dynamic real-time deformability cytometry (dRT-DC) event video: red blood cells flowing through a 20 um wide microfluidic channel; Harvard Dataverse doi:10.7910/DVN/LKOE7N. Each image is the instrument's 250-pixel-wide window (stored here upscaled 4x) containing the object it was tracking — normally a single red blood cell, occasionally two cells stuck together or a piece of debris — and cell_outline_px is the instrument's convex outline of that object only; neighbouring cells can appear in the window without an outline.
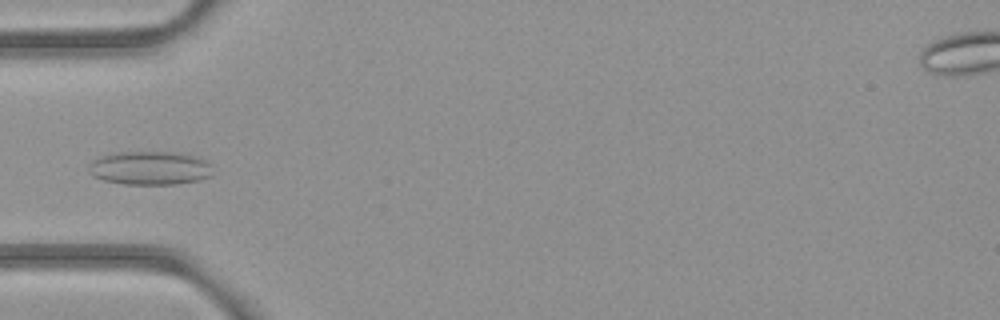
{"species": "common noctule bat (a hibernating species)", "species_latin": "Nyctalus noctula", "temperature_condition": "room temperature", "stored_images_in_passage": 5, "camera_frame_rate_fps": 3000, "um_per_image_px": 0.085, "animal": {"sex": "female", "body_mass_g": 21.9}, "frame": {"image": 1, "passage_image": 4, "time_ms": 4.333, "image_size_px": [1000, 320], "cell_outline_px": [[212, 176], [200, 180], [176, 184], [124, 184], [104, 180], [92, 176], [88, 172], [88, 164], [92, 160], [100, 156], [120, 152], [172, 152], [192, 156], [208, 160], [212, 164]], "centroid_in_image_um": [12.74, 14.29], "position_along_channel_um": 72.3, "area_um2": 24.51}}